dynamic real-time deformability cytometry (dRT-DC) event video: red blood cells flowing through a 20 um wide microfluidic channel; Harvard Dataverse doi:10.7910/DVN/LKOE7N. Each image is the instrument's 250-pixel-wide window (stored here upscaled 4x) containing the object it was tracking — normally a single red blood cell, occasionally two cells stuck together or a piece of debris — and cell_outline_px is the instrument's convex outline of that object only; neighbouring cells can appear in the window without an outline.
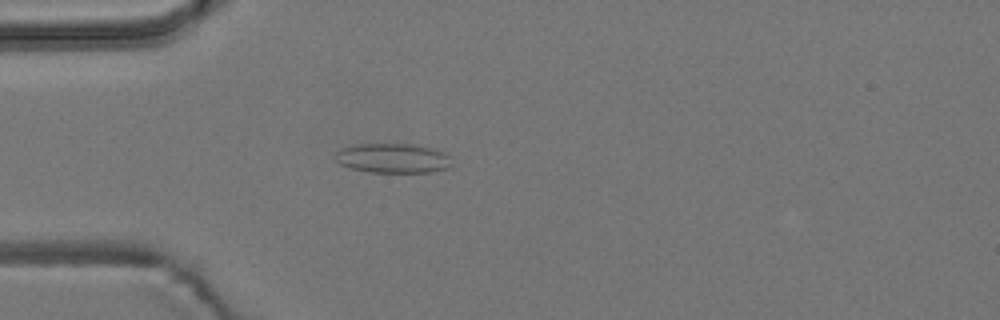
{"species": "common noctule bat (a hibernating species)", "species_latin": "Nyctalus noctula", "temperature_condition": "room temperature", "stored_images_in_passage": 50, "camera_frame_rate_fps": 3000, "um_per_image_px": 0.085, "animal": {"sex": "male", "body_mass_g": 19.2, "forearm_length_mm": 51.8}, "frame": {"image": 1, "passage_image": 10, "time_ms": 3.0, "image_size_px": [1000, 320], "cell_outline_px": [[448, 168], [428, 172], [368, 172], [352, 168], [340, 164], [336, 160], [336, 152], [340, 148], [352, 144], [416, 144], [444, 152], [448, 156]], "centroid_in_image_um": [33.33, 13.43], "position_along_channel_um": 51.7, "area_um2": 19.88}}
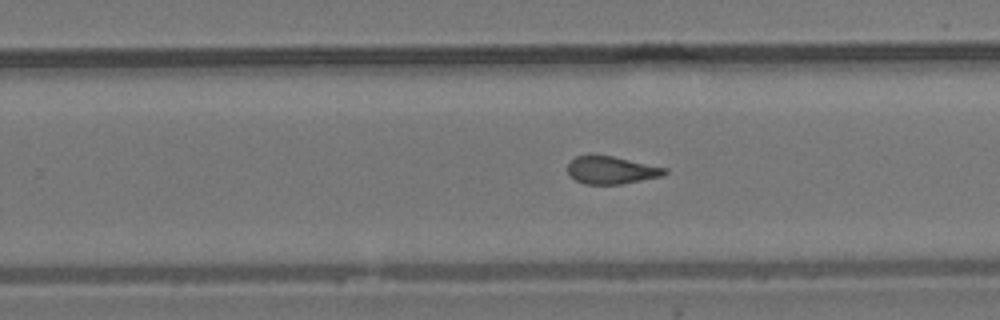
{"frame": {"image": 2, "passage_image": 29, "time_ms": 9.333, "image_size_px": [1000, 320], "cell_outline_px": [[668, 172], [664, 176], [620, 184], [584, 184], [576, 180], [568, 172], [568, 160], [576, 156], [588, 152], [592, 152], [612, 156], [668, 168]], "centroid_in_image_um": [51.93, 14.42], "position_along_channel_um": 277.9, "area_um2": 16.13}}
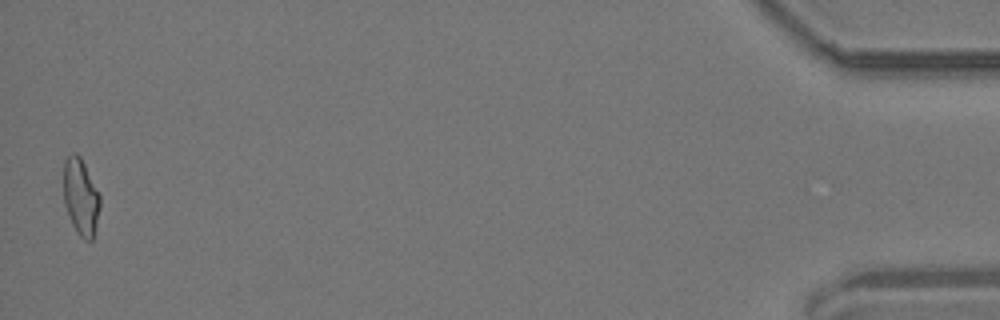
{"frame": {"image": 3, "passage_image": 49, "time_ms": 16.0, "image_size_px": [1000, 320], "cell_outline_px": [[100, 208], [92, 240], [84, 240], [80, 236], [72, 224], [64, 204], [64, 160], [72, 152], [76, 152], [80, 156], [100, 196]], "centroid_in_image_um": [6.85, 16.72], "position_along_channel_um": 428.3, "area_um2": 16.07}, "authors_computed_cell_mechanics": {"area_um2": 16.3863, "velocity_mm_per_s": 3.7139, "shape_relaxation_time_tau1_ms": null, "shape_relaxation_time_tau2_ms": 2.1645, "deformation_change_tau1": null, "deformation_change_tau2": 0.0963}}